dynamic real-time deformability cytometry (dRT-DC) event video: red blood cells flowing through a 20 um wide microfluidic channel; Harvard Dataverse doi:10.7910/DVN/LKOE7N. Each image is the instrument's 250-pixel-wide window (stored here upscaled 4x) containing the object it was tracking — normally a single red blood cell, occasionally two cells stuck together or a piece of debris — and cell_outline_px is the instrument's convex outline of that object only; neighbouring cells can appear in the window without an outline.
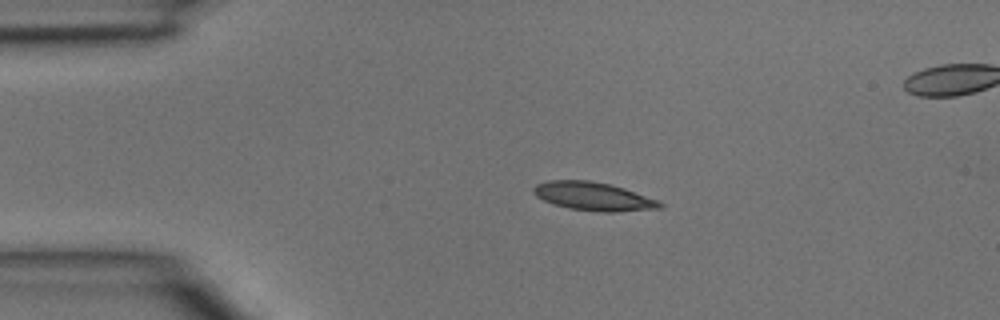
{"species": "common noctule bat (a hibernating species)", "species_latin": "Nyctalus noctula", "temperature_condition": "room temperature", "stored_images_in_passage": 3, "segment_of_instrument_passage": [1, 2], "camera_frame_rate_fps": 3000, "um_per_image_px": 0.085, "animal": {"sex": "male", "body_mass_g": 15.6}, "frame": {"image": 1, "passage_image": 1, "time_ms": 0.0, "image_size_px": [1000, 320], "cell_outline_px": [[664, 208], [612, 212], [600, 212], [568, 208], [544, 200], [536, 196], [532, 192], [532, 188], [536, 184], [548, 180], [588, 180], [608, 184], [624, 188], [660, 200], [664, 204]], "centroid_in_image_um": [50.47, 16.69], "position_along_channel_um": 34.5, "area_um2": 20.98}}